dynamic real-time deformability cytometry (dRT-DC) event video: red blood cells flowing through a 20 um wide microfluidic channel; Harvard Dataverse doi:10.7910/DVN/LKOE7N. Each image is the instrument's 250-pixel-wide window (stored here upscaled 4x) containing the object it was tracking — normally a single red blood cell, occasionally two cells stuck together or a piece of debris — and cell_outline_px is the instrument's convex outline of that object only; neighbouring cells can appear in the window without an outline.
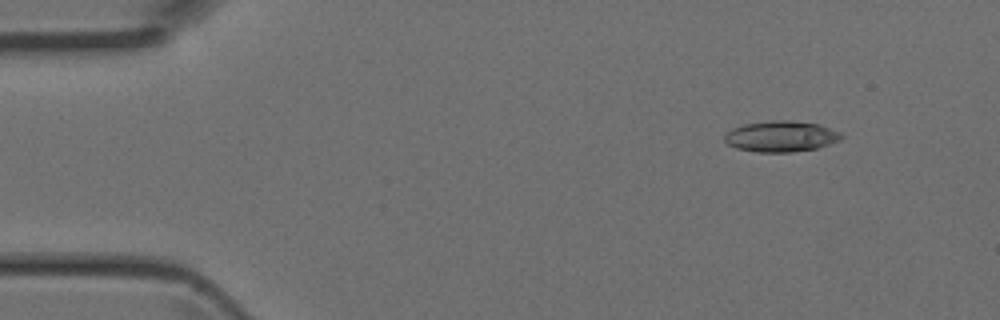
{"species": "Egyptian fruit bat (a non-hibernating species)", "species_latin": "Rousettus aegyptiacus", "temperature_condition": "room temperature", "stored_images_in_passage": 4, "camera_frame_rate_fps": 3000, "um_per_image_px": 0.085, "animal": {"sex": "female"}, "frame": {"image": 1, "passage_image": 1, "time_ms": 0.0, "image_size_px": [1000, 320], "cell_outline_px": [[844, 136], [840, 140], [816, 148], [792, 152], [756, 152], [736, 148], [728, 144], [724, 140], [724, 136], [732, 128], [744, 124], [772, 120], [788, 120], [820, 124], [840, 132]], "centroid_in_image_um": [66.38, 11.59], "position_along_channel_um": 18.6, "area_um2": 21.04}}